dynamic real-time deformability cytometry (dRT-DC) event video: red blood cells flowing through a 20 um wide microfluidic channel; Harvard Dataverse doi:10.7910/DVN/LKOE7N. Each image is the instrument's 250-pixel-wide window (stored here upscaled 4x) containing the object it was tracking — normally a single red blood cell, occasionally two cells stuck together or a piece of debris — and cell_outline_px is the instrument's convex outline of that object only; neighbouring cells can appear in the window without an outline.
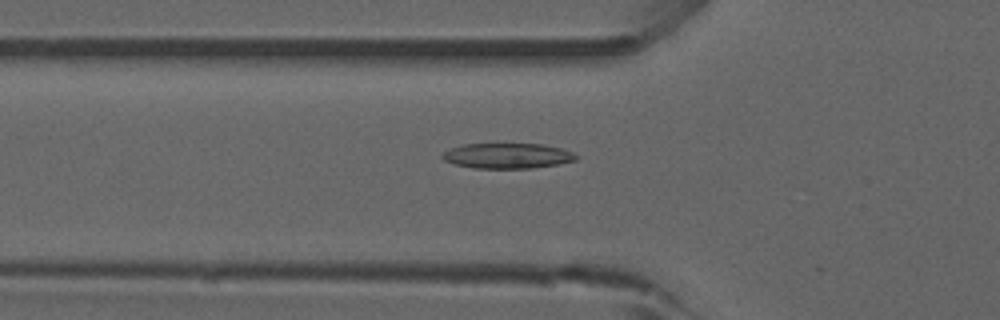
{"species": "common noctule bat (a hibernating species)", "species_latin": "Nyctalus noctula", "temperature_condition": "room temperature", "stored_images_in_passage": 28, "camera_frame_rate_fps": 3000, "um_per_image_px": 0.085, "animal": {"sex": "male", "forearm_length_mm": 52.5}, "frame": {"image": 1, "passage_image": 14, "time_ms": 4.333, "image_size_px": [1000, 320], "cell_outline_px": [[580, 156], [576, 160], [556, 164], [532, 168], [472, 168], [452, 164], [444, 160], [440, 156], [444, 152], [452, 148], [464, 144], [540, 144], [560, 148], [572, 152]], "centroid_in_image_um": [43.11, 13.25], "position_along_channel_um": 82.7, "area_um2": 19.65}}
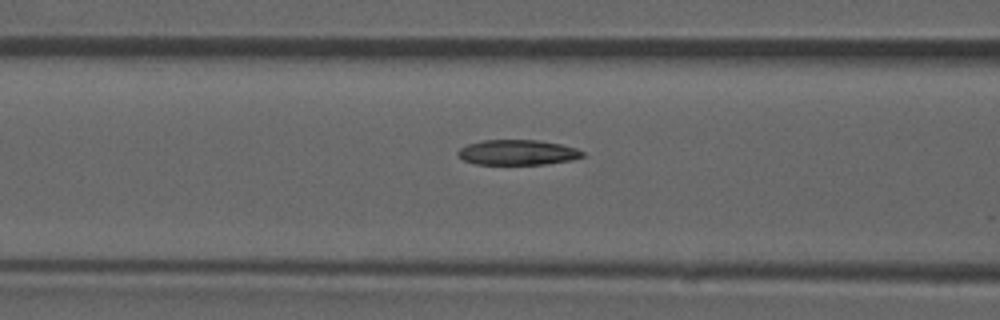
{"frame": {"image": 2, "passage_image": 17, "time_ms": 5.333, "image_size_px": [1000, 320], "cell_outline_px": [[584, 156], [572, 160], [544, 164], [476, 164], [464, 160], [456, 152], [460, 148], [468, 144], [484, 140], [540, 140], [560, 144], [576, 148], [584, 152]], "centroid_in_image_um": [44.01, 12.95], "position_along_channel_um": 122.6, "area_um2": 18.21}}
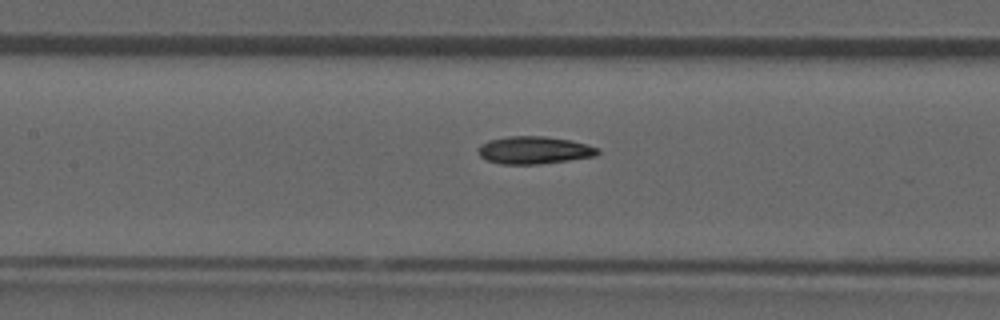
{"frame": {"image": 3, "passage_image": 20, "time_ms": 6.333, "image_size_px": [1000, 320], "cell_outline_px": [[600, 152], [596, 156], [568, 160], [536, 164], [500, 164], [488, 160], [480, 156], [476, 152], [476, 148], [480, 144], [488, 140], [508, 136], [544, 136], [568, 140], [588, 144], [600, 148]], "centroid_in_image_um": [45.37, 12.76], "position_along_channel_um": 162.0, "area_um2": 19.31}}